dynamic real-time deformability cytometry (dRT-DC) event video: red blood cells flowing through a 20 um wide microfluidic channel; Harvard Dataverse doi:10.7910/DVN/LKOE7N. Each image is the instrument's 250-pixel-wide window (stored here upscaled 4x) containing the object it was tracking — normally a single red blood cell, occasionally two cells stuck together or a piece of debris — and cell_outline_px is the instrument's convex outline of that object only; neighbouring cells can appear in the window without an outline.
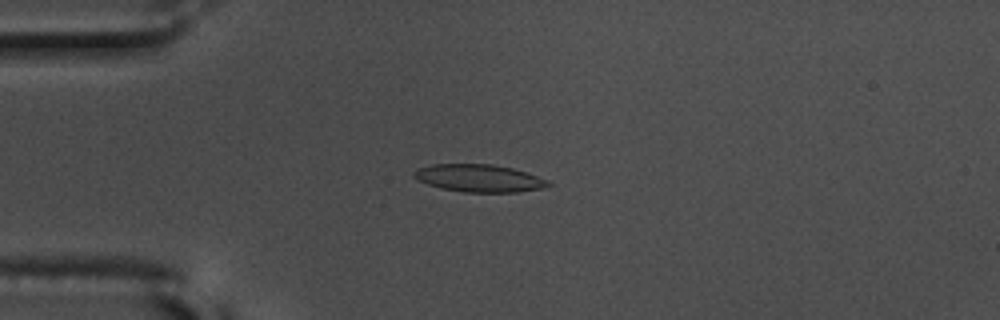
{"species": "common noctule bat (a hibernating species)", "species_latin": "Nyctalus noctula", "temperature_condition": "warm", "stored_images_in_passage": 51, "camera_frame_rate_fps": 3000, "um_per_image_px": 0.085, "animal": {"sex": "male", "body_mass_g": 17.5, "forearm_length_mm": 52.3}, "frame": {"image": 1, "passage_image": 15, "time_ms": 4.667, "image_size_px": [1000, 320], "cell_outline_px": [[552, 184], [540, 188], [520, 192], [464, 192], [440, 188], [416, 180], [412, 176], [412, 172], [420, 168], [432, 164], [492, 164], [512, 168], [548, 180]], "centroid_in_image_um": [40.67, 15.15], "position_along_channel_um": 44.3, "area_um2": 21.44}}
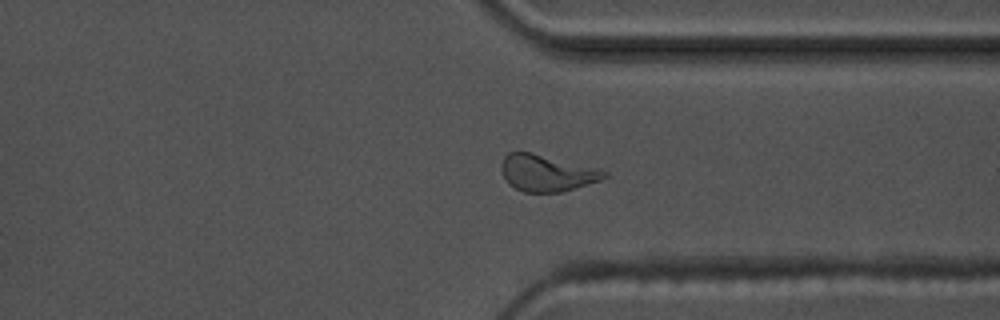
{"frame": {"image": 2, "passage_image": 41, "time_ms": 13.333, "image_size_px": [1000, 320], "cell_outline_px": [[608, 176], [600, 180], [560, 192], [524, 192], [508, 184], [500, 168], [504, 156], [508, 152], [532, 152], [600, 168], [608, 172]], "centroid_in_image_um": [46.48, 14.69], "position_along_channel_um": 364.9, "area_um2": 21.96}}
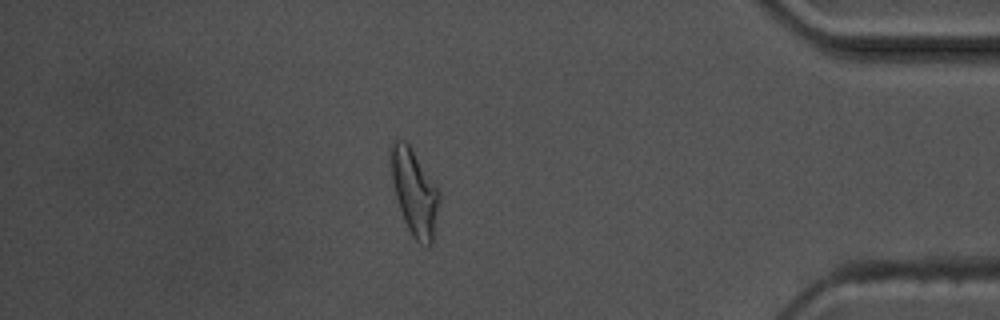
{"frame": {"image": 3, "passage_image": 47, "time_ms": 15.333, "image_size_px": [1000, 320], "cell_outline_px": [[440, 200], [432, 244], [420, 244], [412, 236], [404, 220], [396, 196], [392, 180], [388, 156], [388, 148], [396, 136], [404, 140], [408, 144], [440, 192]], "centroid_in_image_um": [35.19, 16.28], "position_along_channel_um": 400.0, "area_um2": 24.22}}